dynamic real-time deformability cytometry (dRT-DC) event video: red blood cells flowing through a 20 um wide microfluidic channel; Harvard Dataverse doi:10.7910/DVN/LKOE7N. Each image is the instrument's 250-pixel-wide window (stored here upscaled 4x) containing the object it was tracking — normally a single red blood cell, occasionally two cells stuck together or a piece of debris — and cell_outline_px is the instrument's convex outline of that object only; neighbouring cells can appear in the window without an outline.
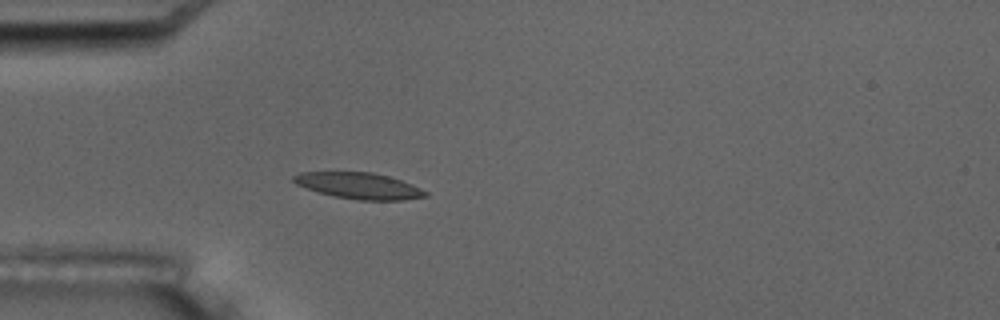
{"species": "common noctule bat (a hibernating species)", "species_latin": "Nyctalus noctula", "temperature_condition": "room temperature", "stored_images_in_passage": 5, "camera_frame_rate_fps": 3000, "um_per_image_px": 0.085, "animal": {"sex": "male", "body_mass_g": 17.5, "forearm_length_mm": 52.3}, "frame": {"image": 1, "passage_image": 5, "time_ms": 5.333, "image_size_px": [1000, 320], "cell_outline_px": [[428, 196], [404, 200], [360, 200], [332, 196], [316, 192], [296, 184], [292, 180], [292, 176], [300, 172], [372, 172], [388, 176], [412, 184], [428, 192]], "centroid_in_image_um": [30.49, 15.79], "position_along_channel_um": 54.5, "area_um2": 20.23}}